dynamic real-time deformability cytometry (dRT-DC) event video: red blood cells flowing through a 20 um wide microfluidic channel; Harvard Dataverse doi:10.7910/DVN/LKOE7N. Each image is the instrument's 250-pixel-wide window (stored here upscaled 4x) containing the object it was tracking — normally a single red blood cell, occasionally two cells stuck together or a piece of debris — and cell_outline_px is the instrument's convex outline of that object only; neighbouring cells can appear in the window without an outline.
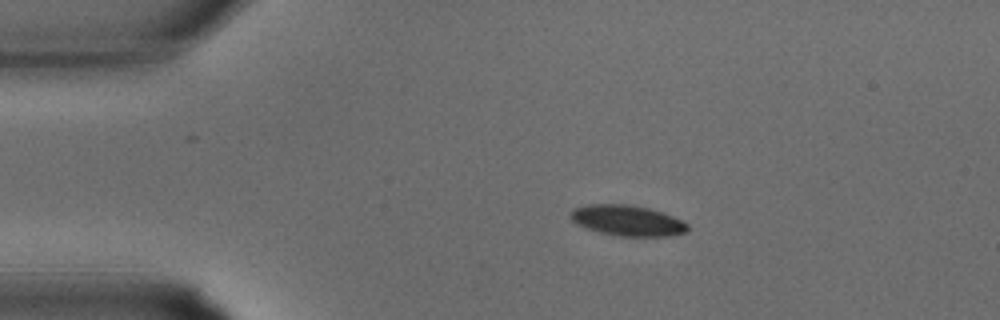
{"species": "common noctule bat (a hibernating species)", "species_latin": "Nyctalus noctula", "temperature_condition": "warm", "stored_images_in_passage": 28, "camera_frame_rate_fps": 3000, "um_per_image_px": 0.085, "animal": {"sex": "male", "body_mass_g": 15.6}, "frame": {"image": 1, "passage_image": 1, "time_ms": 0.0, "image_size_px": [1000, 320], "cell_outline_px": [[688, 232], [668, 236], [620, 236], [600, 232], [576, 224], [572, 220], [572, 208], [588, 204], [628, 204], [648, 208], [672, 216], [688, 224]], "centroid_in_image_um": [53.33, 18.74], "position_along_channel_um": 31.7, "area_um2": 20.69}}
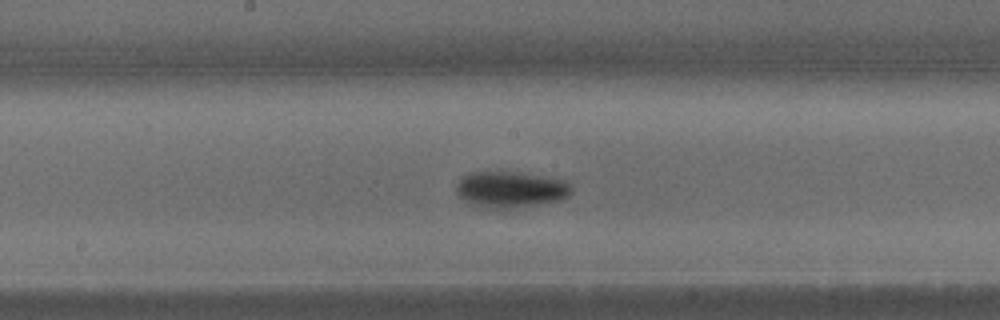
{"frame": {"image": 2, "passage_image": 12, "time_ms": 3.667, "image_size_px": [1000, 320], "cell_outline_px": [[572, 192], [568, 196], [560, 200], [540, 204], [512, 208], [476, 208], [464, 200], [456, 192], [456, 184], [460, 176], [472, 172], [520, 172], [544, 176], [564, 180], [572, 188]], "centroid_in_image_um": [43.36, 16.11], "position_along_channel_um": 204.8, "area_um2": 24.57}}
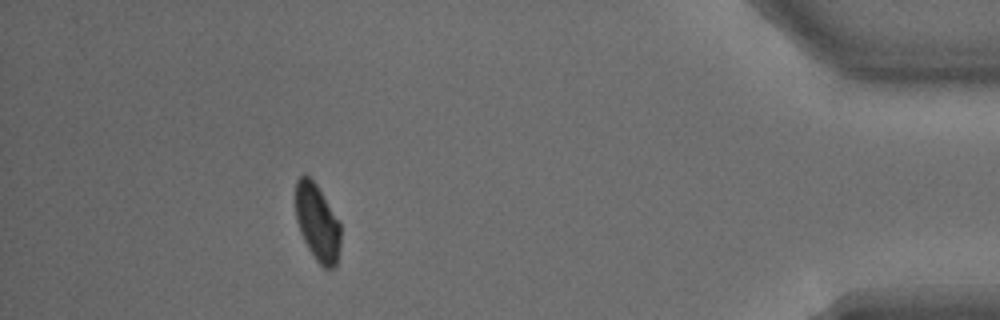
{"frame": {"image": 3, "passage_image": 25, "time_ms": 8.0, "image_size_px": [1000, 320], "cell_outline_px": [[340, 244], [336, 264], [332, 268], [324, 268], [316, 260], [308, 248], [300, 232], [296, 220], [296, 180], [304, 172], [316, 184], [340, 220]], "centroid_in_image_um": [26.97, 18.9], "position_along_channel_um": 408.2, "area_um2": 20.23}}